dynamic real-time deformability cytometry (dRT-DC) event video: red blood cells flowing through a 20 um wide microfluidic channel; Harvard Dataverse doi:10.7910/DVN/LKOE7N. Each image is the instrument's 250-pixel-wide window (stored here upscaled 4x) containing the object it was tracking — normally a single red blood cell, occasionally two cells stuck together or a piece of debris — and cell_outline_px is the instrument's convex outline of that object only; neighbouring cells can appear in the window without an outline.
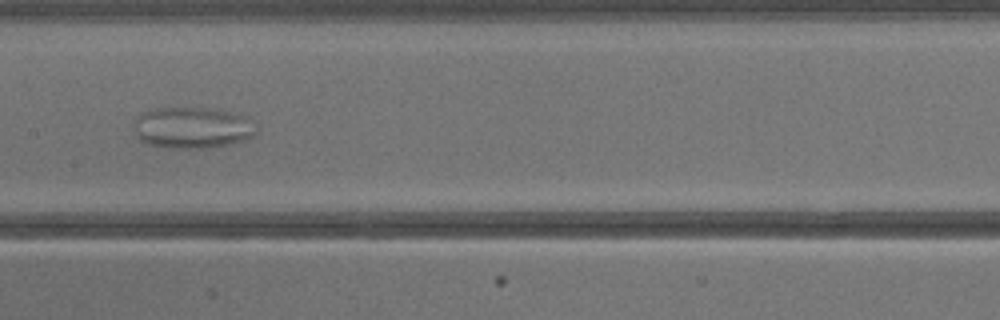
{"species": "common noctule bat (a hibernating species)", "species_latin": "Nyctalus noctula", "temperature_condition": "warm", "stored_images_in_passage": 36, "camera_frame_rate_fps": 3000, "um_per_image_px": 0.085, "animal": {"sex": "male", "body_mass_g": 13.3}, "frame": {"image": 1, "passage_image": 16, "time_ms": 5.0, "image_size_px": [1000, 320], "cell_outline_px": [[256, 136], [248, 140], [228, 144], [204, 148], [168, 148], [148, 144], [140, 140], [136, 136], [136, 116], [140, 112], [156, 108], [216, 108], [248, 116], [256, 132]], "centroid_in_image_um": [16.37, 10.85], "position_along_channel_um": 191.0, "area_um2": 29.71}}
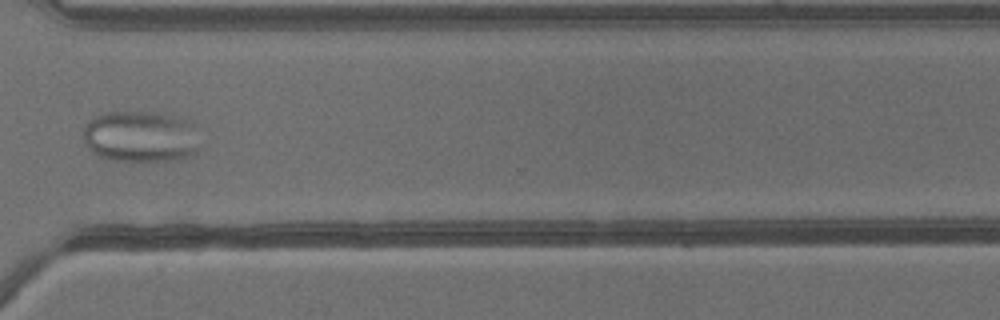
{"frame": {"image": 2, "passage_image": 26, "time_ms": 8.333, "image_size_px": [1000, 320], "cell_outline_px": [[196, 152], [192, 156], [180, 160], [112, 160], [100, 156], [92, 152], [84, 144], [84, 128], [88, 120], [92, 116], [108, 112], [148, 112], [176, 116], [188, 120], [196, 124]], "centroid_in_image_um": [11.94, 11.6], "position_along_channel_um": 358.7, "area_um2": 35.03}}